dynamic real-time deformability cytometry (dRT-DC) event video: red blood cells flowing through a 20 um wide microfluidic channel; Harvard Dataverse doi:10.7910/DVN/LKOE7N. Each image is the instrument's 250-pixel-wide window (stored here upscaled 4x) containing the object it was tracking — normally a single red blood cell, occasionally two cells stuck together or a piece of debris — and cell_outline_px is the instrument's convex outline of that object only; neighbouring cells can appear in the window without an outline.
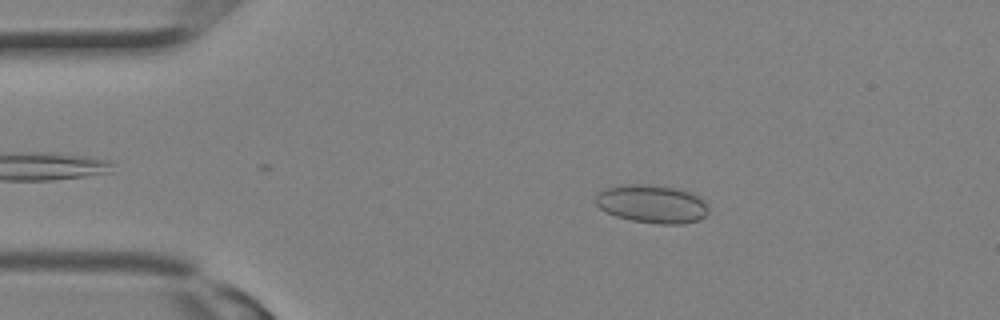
{"species": "Egyptian fruit bat (a non-hibernating species)", "species_latin": "Rousettus aegyptiacus", "temperature_condition": "room temperature", "stored_images_in_passage": 18, "camera_frame_rate_fps": 3000, "um_per_image_px": 0.085, "animal": {"sex": "female"}, "frame": {"image": 1, "passage_image": 5, "time_ms": 1.333, "image_size_px": [1000, 320], "cell_outline_px": [[708, 212], [700, 220], [684, 224], [660, 224], [632, 220], [616, 216], [600, 208], [596, 204], [596, 196], [604, 188], [624, 184], [652, 184], [676, 188], [692, 192], [704, 200], [708, 208]], "centroid_in_image_um": [55.45, 17.32], "position_along_channel_um": 29.6, "area_um2": 25.26}}
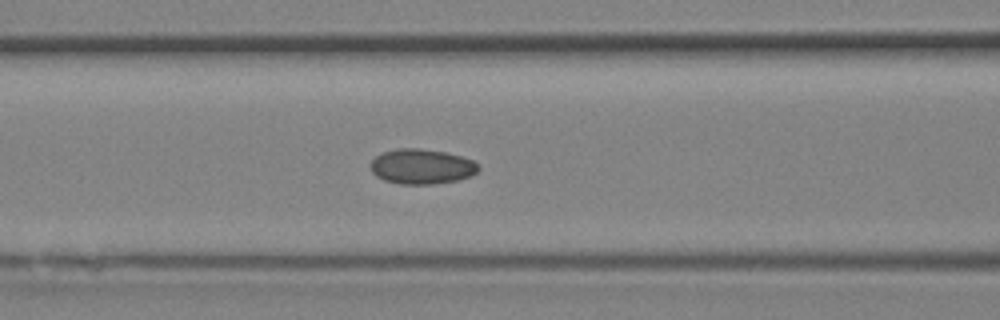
{"frame": {"image": 2, "passage_image": 12, "time_ms": 3.667, "image_size_px": [1000, 320], "cell_outline_px": [[480, 168], [472, 176], [456, 180], [432, 184], [400, 184], [384, 180], [376, 176], [372, 172], [368, 164], [380, 152], [396, 148], [420, 148], [444, 152], [460, 156], [472, 160]], "centroid_in_image_um": [35.79, 14.15], "position_along_channel_um": 130.8, "area_um2": 22.14}}
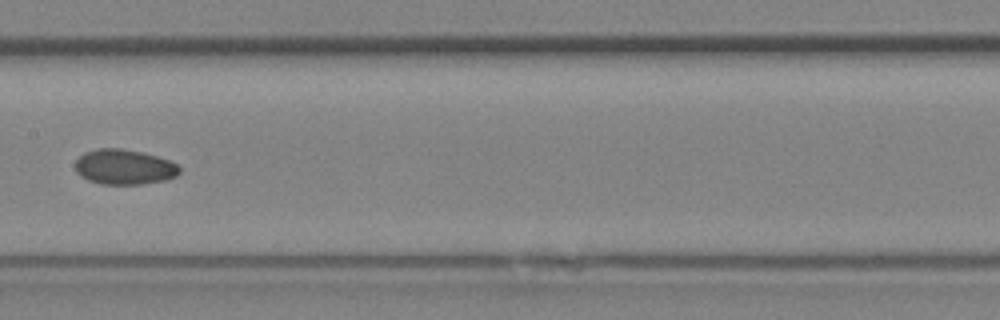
{"frame": {"image": 3, "passage_image": 15, "time_ms": 4.667, "image_size_px": [1000, 320], "cell_outline_px": [[180, 172], [176, 176], [168, 180], [140, 184], [100, 184], [88, 180], [80, 176], [76, 172], [76, 160], [84, 152], [96, 148], [120, 148], [144, 152], [168, 160], [176, 164], [180, 168]], "centroid_in_image_um": [10.55, 14.19], "position_along_channel_um": 196.8, "area_um2": 21.5}}